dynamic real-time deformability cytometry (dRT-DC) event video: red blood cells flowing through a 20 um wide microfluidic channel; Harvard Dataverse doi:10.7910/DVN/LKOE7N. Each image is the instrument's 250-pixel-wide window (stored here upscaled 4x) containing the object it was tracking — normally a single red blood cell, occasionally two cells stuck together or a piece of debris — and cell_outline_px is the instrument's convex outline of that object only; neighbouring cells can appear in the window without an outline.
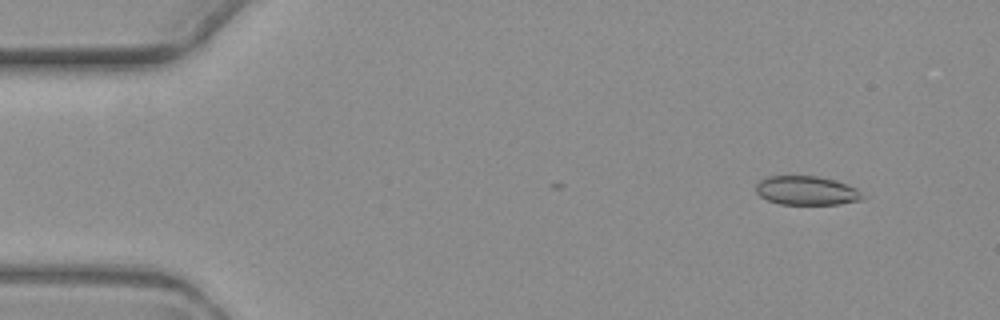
{"species": "common noctule bat (a hibernating species)", "species_latin": "Nyctalus noctula", "temperature_condition": "warm", "stored_images_in_passage": 4, "camera_frame_rate_fps": 3000, "um_per_image_px": 0.085, "animal": {"sex": "female", "body_mass_g": 19.3, "forearm_length_mm": 54.1}, "frame": {"image": 1, "passage_image": 2, "time_ms": 1.0, "image_size_px": [1000, 320], "cell_outline_px": [[860, 200], [840, 204], [780, 204], [768, 200], [760, 196], [756, 192], [756, 184], [760, 180], [768, 176], [816, 176], [836, 180], [856, 188], [860, 192]], "centroid_in_image_um": [68.51, 16.19], "position_along_channel_um": 16.5, "area_um2": 17.8}}